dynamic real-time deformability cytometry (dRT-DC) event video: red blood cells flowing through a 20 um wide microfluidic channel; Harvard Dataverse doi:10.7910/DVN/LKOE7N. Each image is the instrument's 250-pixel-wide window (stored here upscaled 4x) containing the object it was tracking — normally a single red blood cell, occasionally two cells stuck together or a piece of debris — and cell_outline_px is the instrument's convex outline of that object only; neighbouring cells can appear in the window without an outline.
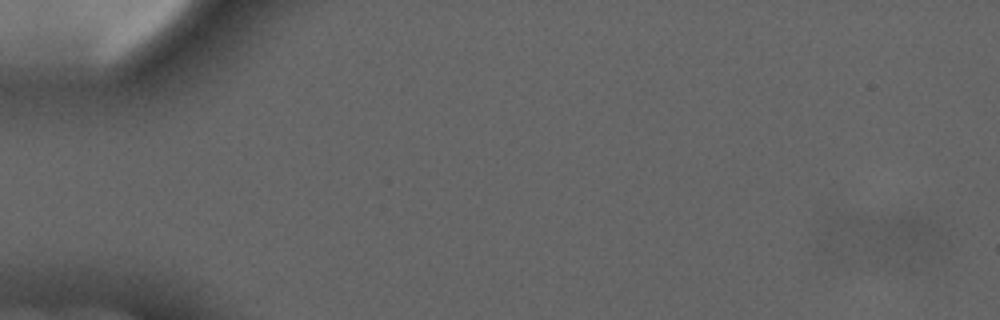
{"species": "common noctule bat (a hibernating species)", "species_latin": "Nyctalus noctula", "temperature_condition": "cold", "stored_images_in_passage": 7, "segment_of_instrument_passage": [2, 2], "camera_frame_rate_fps": 3000, "um_per_image_px": 0.085, "animal": {"sex": "male", "forearm_length_mm": 52.5}, "frame": {"image": 1, "passage_image": 2, "time_ms": 1.333, "image_size_px": [1000, 320], "cell_outline_px": [[948, 244], [940, 252], [920, 260], [880, 252], [856, 232], [844, 220], [844, 216], [920, 216], [928, 220], [948, 240]], "centroid_in_image_um": [76.48, 19.98], "position_along_channel_um": 8.5, "area_um2": 22.43}}
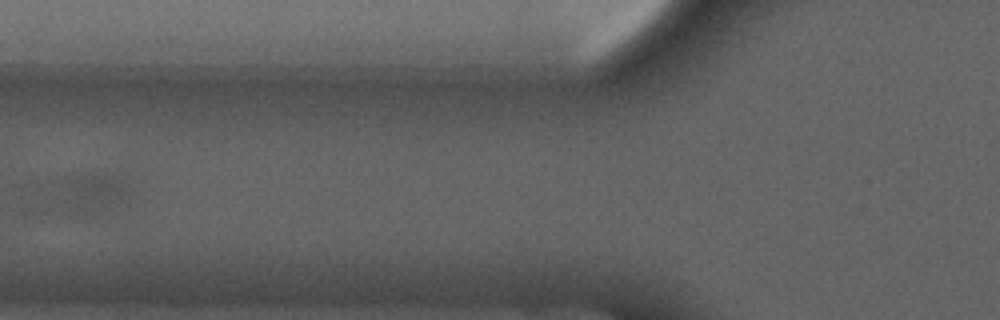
{"frame": {"image": 2, "passage_image": 7, "time_ms": 8.0, "image_size_px": [1000, 320], "cell_outline_px": [[128, 208], [100, 216], [24, 216], [16, 212], [12, 184], [20, 180], [92, 172], [96, 172], [128, 176]], "centroid_in_image_um": [6.11, 16.58], "position_along_channel_um": 119.7, "area_um2": 32.31}}